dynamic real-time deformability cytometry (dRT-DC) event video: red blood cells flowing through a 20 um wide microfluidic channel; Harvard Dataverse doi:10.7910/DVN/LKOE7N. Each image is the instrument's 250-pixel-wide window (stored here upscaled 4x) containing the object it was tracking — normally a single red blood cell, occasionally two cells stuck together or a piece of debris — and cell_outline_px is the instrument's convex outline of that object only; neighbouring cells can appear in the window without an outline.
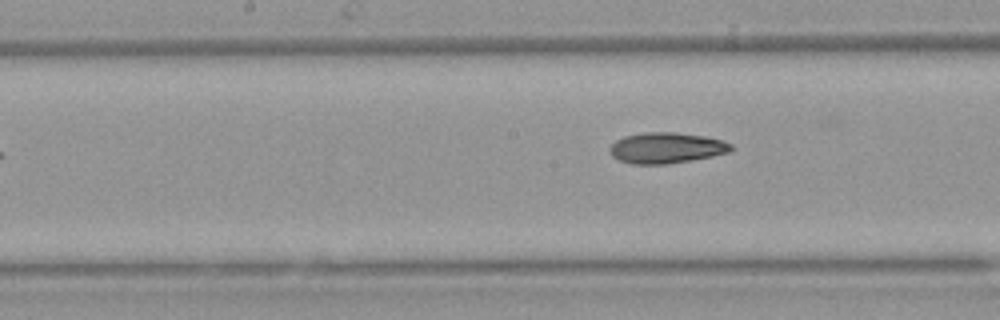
{"species": "Egyptian fruit bat (a non-hibernating species)", "species_latin": "Rousettus aegyptiacus", "temperature_condition": "warm", "stored_images_in_passage": 6, "camera_frame_rate_fps": 3000, "um_per_image_px": 0.085, "animal": {"sex": "female"}, "frame": {"image": 1, "passage_image": 6, "time_ms": 6.333, "image_size_px": [1000, 320], "cell_outline_px": [[732, 148], [728, 152], [712, 156], [692, 160], [668, 164], [632, 164], [620, 160], [612, 156], [608, 148], [616, 140], [624, 136], [644, 132], [676, 132], [704, 136], [724, 140], [732, 144]], "centroid_in_image_um": [56.63, 12.56], "position_along_channel_um": 191.6, "area_um2": 21.85}}